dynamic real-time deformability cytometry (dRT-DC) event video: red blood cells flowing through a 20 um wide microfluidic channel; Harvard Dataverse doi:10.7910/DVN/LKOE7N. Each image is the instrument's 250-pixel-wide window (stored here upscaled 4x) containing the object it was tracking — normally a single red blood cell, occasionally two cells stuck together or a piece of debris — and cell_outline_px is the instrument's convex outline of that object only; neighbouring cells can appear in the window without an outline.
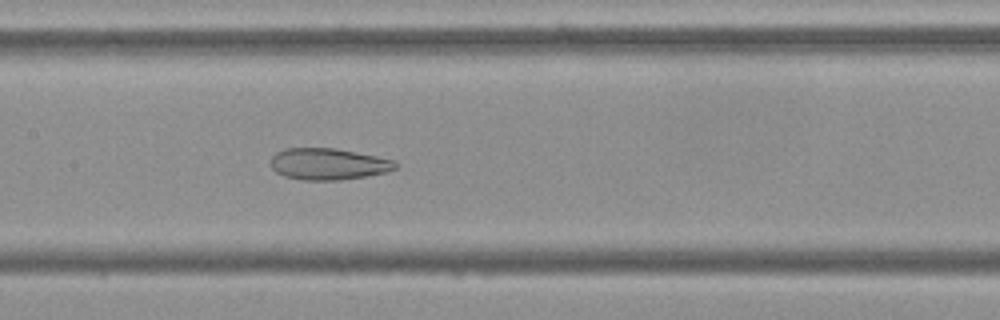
{"species": "Egyptian fruit bat (a non-hibernating species)", "species_latin": "Rousettus aegyptiacus", "temperature_condition": "cold", "stored_images_in_passage": 54, "camera_frame_rate_fps": 3000, "um_per_image_px": 0.085, "frame": {"image": 1, "passage_image": 26, "time_ms": 8.333, "image_size_px": [1000, 320], "cell_outline_px": [[396, 168], [388, 172], [368, 176], [340, 180], [304, 180], [284, 176], [276, 172], [272, 168], [272, 156], [276, 152], [284, 148], [336, 148], [396, 160]], "centroid_in_image_um": [27.92, 13.94], "position_along_channel_um": 179.5, "area_um2": 23.0}}
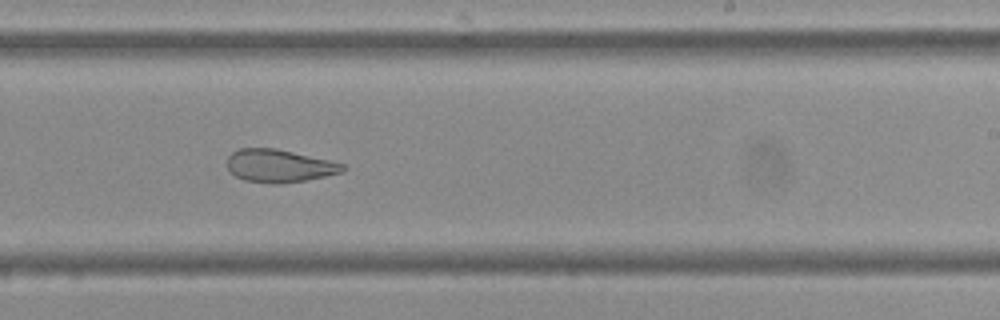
{"frame": {"image": 2, "passage_image": 33, "time_ms": 10.667, "image_size_px": [1000, 320], "cell_outline_px": [[348, 168], [340, 172], [324, 176], [304, 180], [280, 184], [268, 184], [244, 180], [236, 176], [228, 168], [228, 156], [232, 152], [240, 148], [276, 148], [328, 160], [344, 164]], "centroid_in_image_um": [23.71, 14.1], "position_along_channel_um": 265.3, "area_um2": 21.96}}
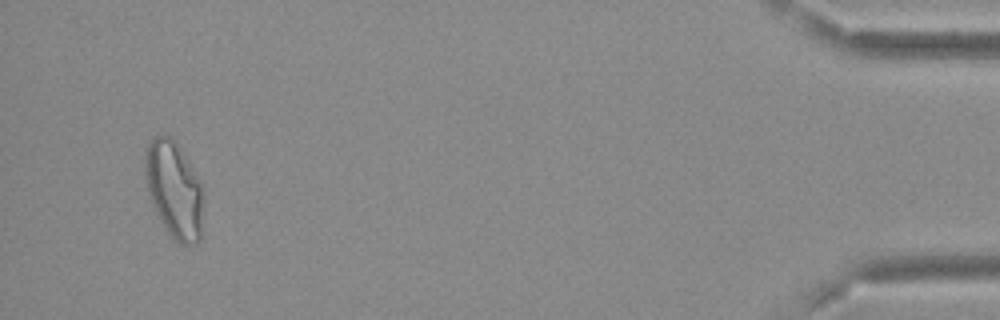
{"frame": {"image": 3, "passage_image": 52, "time_ms": 17.0, "image_size_px": [1000, 320], "cell_outline_px": [[204, 196], [200, 240], [196, 244], [180, 244], [168, 236], [156, 212], [148, 192], [144, 176], [144, 156], [148, 144], [156, 136], [168, 136], [176, 144], [200, 180]], "centroid_in_image_um": [14.8, 16.19], "position_along_channel_um": 420.4, "area_um2": 32.89}, "authors_computed_cell_mechanics": {"area_um2": 28.8133, "velocity_mm_per_s": 3.691, "shape_relaxation_time_tau1_ms": null, "shape_relaxation_time_tau2_ms": 2.4121, "deformation_change_tau1": null, "deformation_change_tau2": 0.0976}}